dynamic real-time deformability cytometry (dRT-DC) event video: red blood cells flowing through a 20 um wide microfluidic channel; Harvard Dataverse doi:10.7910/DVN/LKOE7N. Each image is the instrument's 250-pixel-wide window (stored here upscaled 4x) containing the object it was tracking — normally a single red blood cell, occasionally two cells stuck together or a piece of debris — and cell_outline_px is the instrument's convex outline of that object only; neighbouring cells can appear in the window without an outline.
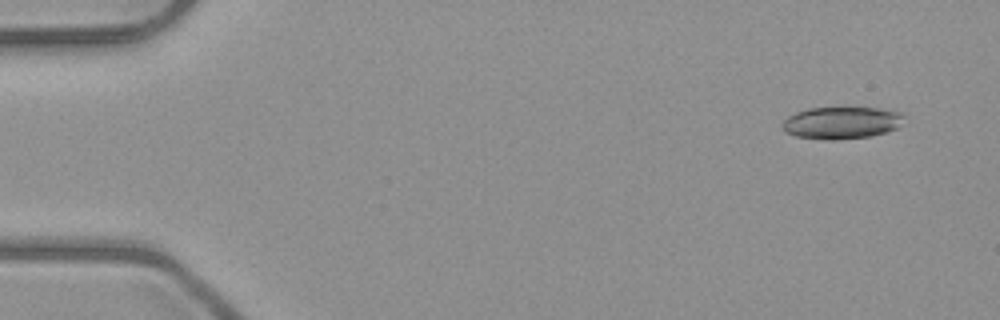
{"species": "common noctule bat (a hibernating species)", "species_latin": "Nyctalus noctula", "temperature_condition": "room temperature", "stored_images_in_passage": 5, "camera_frame_rate_fps": 3000, "um_per_image_px": 0.085, "animal": {"sex": "male", "body_mass_g": 23.1, "forearm_length_mm": 52.7}, "frame": {"image": 1, "passage_image": 1, "time_ms": 0.0, "image_size_px": [1000, 320], "cell_outline_px": [[908, 116], [896, 128], [888, 132], [872, 136], [832, 140], [828, 140], [796, 136], [784, 132], [780, 128], [780, 124], [788, 116], [796, 112], [808, 108], [880, 108], [900, 112]], "centroid_in_image_um": [71.53, 10.44], "position_along_channel_um": 13.5, "area_um2": 23.06}}
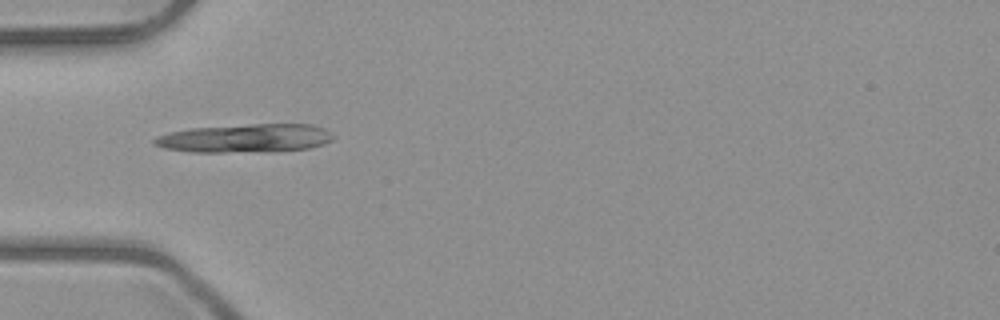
{"frame": {"image": 2, "passage_image": 4, "time_ms": 4.333, "image_size_px": [1000, 320], "cell_outline_px": [[336, 136], [332, 140], [324, 144], [308, 148], [224, 152], [192, 152], [164, 148], [152, 144], [152, 140], [156, 136], [168, 132], [188, 128], [252, 124], [312, 124], [324, 128]], "centroid_in_image_um": [20.79, 11.73], "position_along_channel_um": 64.2, "area_um2": 29.48}}
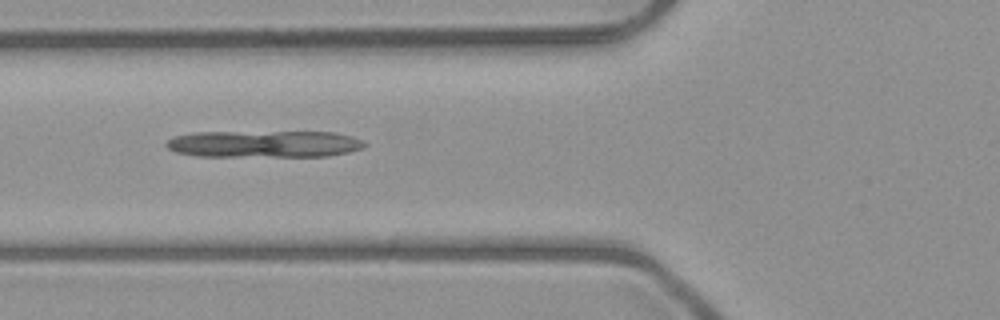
{"frame": {"image": 3, "passage_image": 5, "time_ms": 5.333, "image_size_px": [1000, 320], "cell_outline_px": [[368, 144], [364, 148], [348, 152], [328, 156], [196, 156], [176, 152], [168, 148], [164, 144], [168, 140], [176, 136], [192, 132], [336, 132], [352, 136], [364, 140]], "centroid_in_image_um": [22.49, 12.23], "position_along_channel_um": 103.3, "area_um2": 31.27}}